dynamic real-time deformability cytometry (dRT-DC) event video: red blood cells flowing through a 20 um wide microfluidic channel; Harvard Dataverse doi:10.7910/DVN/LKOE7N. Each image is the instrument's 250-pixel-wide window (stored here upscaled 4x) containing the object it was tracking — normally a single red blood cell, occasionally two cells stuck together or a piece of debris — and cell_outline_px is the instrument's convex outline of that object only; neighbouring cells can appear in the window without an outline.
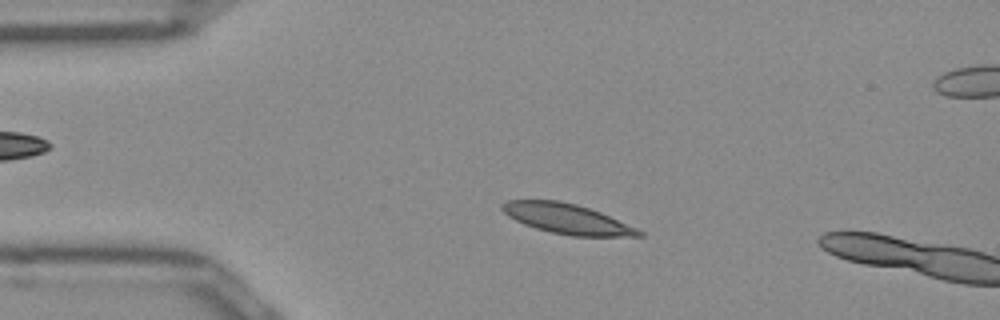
{"species": "Egyptian fruit bat (a non-hibernating species)", "species_latin": "Rousettus aegyptiacus", "temperature_condition": "room temperature", "stored_images_in_passage": 12, "camera_frame_rate_fps": 3000, "um_per_image_px": 0.085, "frame": {"image": 1, "passage_image": 9, "time_ms": 2.667, "image_size_px": [1000, 320], "cell_outline_px": [[644, 236], [572, 236], [552, 232], [536, 228], [524, 224], [508, 216], [500, 208], [500, 204], [508, 200], [560, 200], [576, 204], [600, 212], [636, 228], [644, 232]], "centroid_in_image_um": [48.17, 18.59], "position_along_channel_um": 36.8, "area_um2": 23.7}}